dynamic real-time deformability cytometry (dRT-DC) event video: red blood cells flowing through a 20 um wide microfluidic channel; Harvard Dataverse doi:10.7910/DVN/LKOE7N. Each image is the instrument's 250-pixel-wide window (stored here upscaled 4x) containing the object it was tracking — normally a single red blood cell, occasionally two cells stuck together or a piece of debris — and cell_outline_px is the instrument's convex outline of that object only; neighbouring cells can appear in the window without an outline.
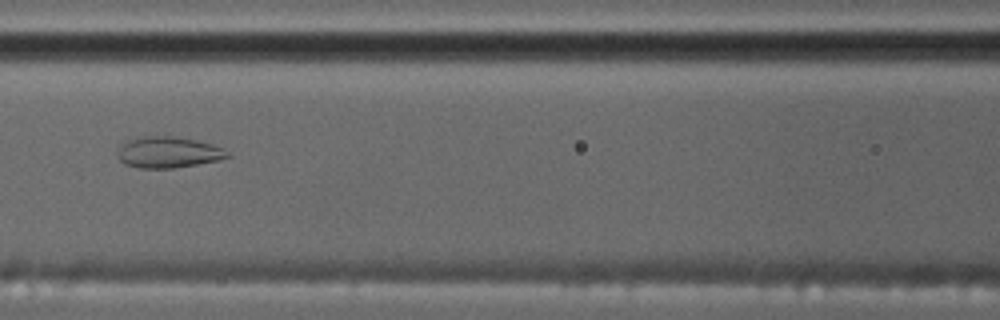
{"species": "common noctule bat (a hibernating species)", "species_latin": "Nyctalus noctula", "temperature_condition": "cold", "stored_images_in_passage": 8, "camera_frame_rate_fps": 3000, "um_per_image_px": 0.085, "animal": {"sex": "male", "body_mass_g": 17.5, "forearm_length_mm": 52.3}, "frame": {"image": 1, "passage_image": 7, "time_ms": 6.667, "image_size_px": [1000, 320], "cell_outline_px": [[232, 156], [216, 160], [176, 168], [140, 168], [124, 164], [120, 160], [120, 144], [124, 140], [140, 136], [172, 136], [196, 140], [212, 144], [228, 152]], "centroid_in_image_um": [14.27, 12.93], "position_along_channel_um": 152.3, "area_um2": 19.83}}